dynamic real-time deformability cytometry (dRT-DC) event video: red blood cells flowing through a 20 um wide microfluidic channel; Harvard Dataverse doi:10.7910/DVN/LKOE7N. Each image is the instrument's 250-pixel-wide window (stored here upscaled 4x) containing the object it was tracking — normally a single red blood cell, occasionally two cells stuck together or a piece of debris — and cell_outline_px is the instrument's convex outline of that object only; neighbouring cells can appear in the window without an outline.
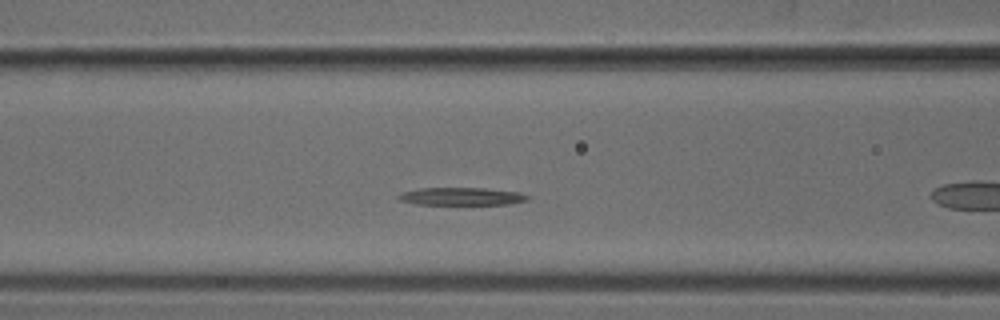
{"species": "common noctule bat (a hibernating species)", "species_latin": "Nyctalus noctula", "temperature_condition": "cold", "stored_images_in_passage": 41, "camera_frame_rate_fps": 3000, "um_per_image_px": 0.085, "animal": {"sex": "male", "body_mass_g": 18.8}, "frame": {"image": 1, "passage_image": 9, "time_ms": 2.667, "image_size_px": [1000, 320], "cell_outline_px": [[532, 196], [528, 200], [508, 204], [416, 204], [400, 200], [396, 196], [400, 192], [420, 188], [484, 188], [520, 192]], "centroid_in_image_um": [39.25, 16.68], "position_along_channel_um": 127.4, "area_um2": 13.35}}
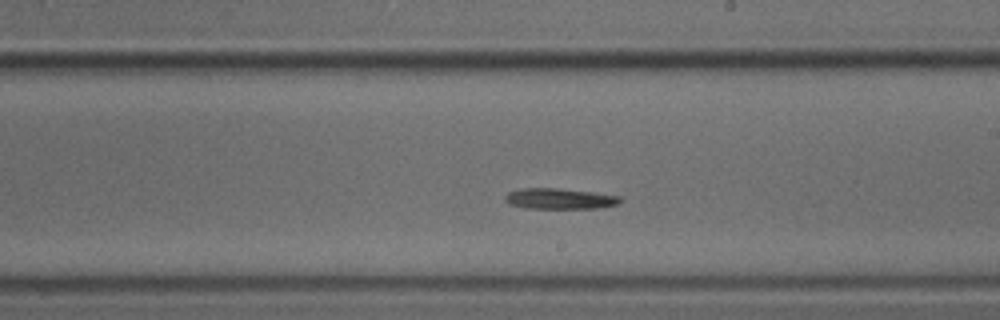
{"frame": {"image": 2, "passage_image": 18, "time_ms": 5.667, "image_size_px": [1000, 320], "cell_outline_px": [[620, 200], [616, 204], [596, 208], [528, 208], [508, 204], [504, 200], [504, 196], [508, 192], [520, 188], [556, 188], [592, 192], [620, 196]], "centroid_in_image_um": [47.48, 16.88], "position_along_channel_um": 241.5, "area_um2": 13.76}}
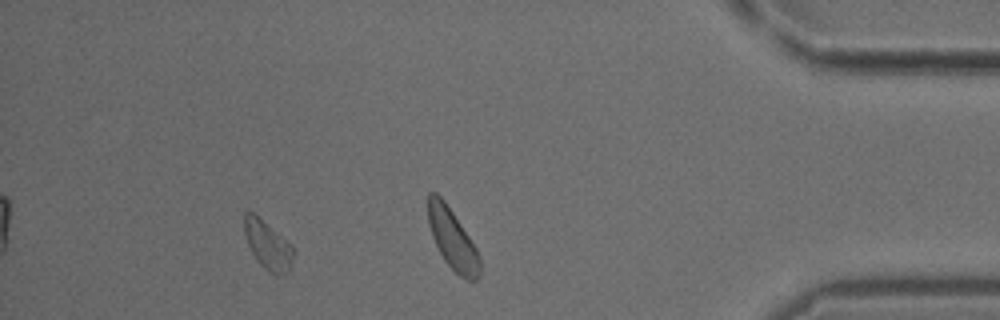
{"frame": {"image": 3, "passage_image": 36, "time_ms": 11.667, "image_size_px": [1000, 320], "cell_outline_px": [[296, 252], [292, 268], [288, 272], [280, 276], [276, 276], [268, 272], [256, 260], [248, 248], [244, 232], [244, 212], [252, 212], [292, 244]], "centroid_in_image_um": [22.8, 20.9], "position_along_channel_um": 412.4, "area_um2": 14.33}}